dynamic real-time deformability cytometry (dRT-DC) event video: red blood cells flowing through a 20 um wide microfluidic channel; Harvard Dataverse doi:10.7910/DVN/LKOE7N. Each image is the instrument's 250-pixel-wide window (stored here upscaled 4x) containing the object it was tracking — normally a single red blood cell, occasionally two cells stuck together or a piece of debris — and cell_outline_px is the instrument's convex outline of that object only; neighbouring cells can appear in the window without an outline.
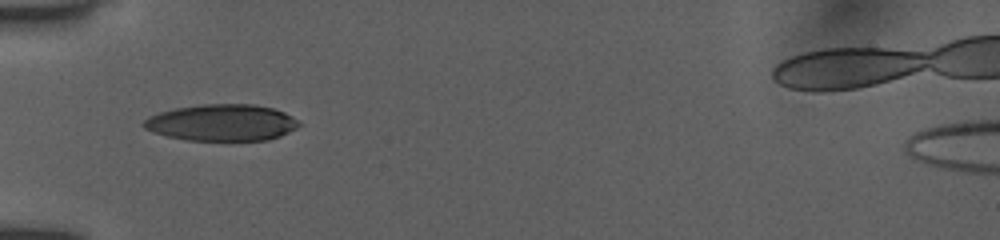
{"species": "human", "species_latin": "Homo sapiens", "temperature_condition": "room temperature", "stored_images_in_passage": 9, "camera_frame_rate_fps": 3000, "um_per_image_px": 0.085, "donor": {"sex": "female"}, "frame": {"image": 1, "passage_image": 1, "time_ms": 0.0, "image_size_px": [1000, 240], "cell_outline_px": [[300, 124], [296, 128], [280, 136], [268, 140], [188, 140], [168, 136], [152, 132], [144, 128], [140, 124], [148, 116], [160, 112], [176, 108], [204, 104], [252, 104], [272, 108], [284, 112], [292, 116]], "centroid_in_image_um": [18.83, 10.42], "position_along_channel_um": 66.2, "area_um2": 32.95}}
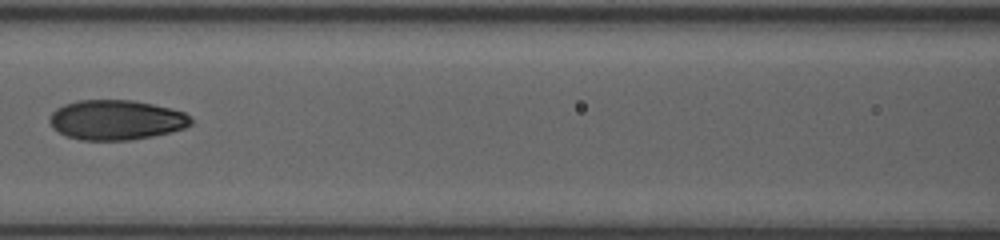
{"frame": {"image": 2, "passage_image": 4, "time_ms": 2.333, "image_size_px": [1000, 240], "cell_outline_px": [[192, 124], [184, 128], [172, 132], [152, 136], [128, 140], [80, 140], [68, 136], [52, 128], [48, 120], [52, 112], [56, 108], [64, 104], [76, 100], [132, 100], [152, 104], [184, 112], [192, 120]], "centroid_in_image_um": [9.85, 10.19], "position_along_channel_um": 156.8, "area_um2": 32.83}}
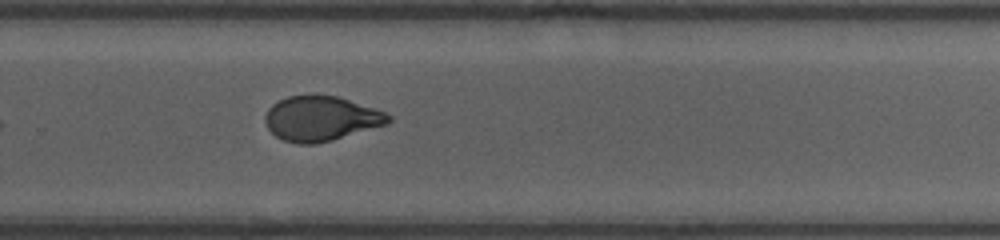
{"frame": {"image": 3, "passage_image": 9, "time_ms": 6.0, "image_size_px": [1000, 240], "cell_outline_px": [[392, 120], [388, 124], [332, 140], [316, 144], [296, 144], [284, 140], [276, 136], [268, 128], [264, 120], [264, 116], [268, 108], [272, 104], [288, 96], [336, 96], [376, 108], [392, 116]], "centroid_in_image_um": [27.29, 10.09], "position_along_channel_um": 302.5, "area_um2": 32.08}}